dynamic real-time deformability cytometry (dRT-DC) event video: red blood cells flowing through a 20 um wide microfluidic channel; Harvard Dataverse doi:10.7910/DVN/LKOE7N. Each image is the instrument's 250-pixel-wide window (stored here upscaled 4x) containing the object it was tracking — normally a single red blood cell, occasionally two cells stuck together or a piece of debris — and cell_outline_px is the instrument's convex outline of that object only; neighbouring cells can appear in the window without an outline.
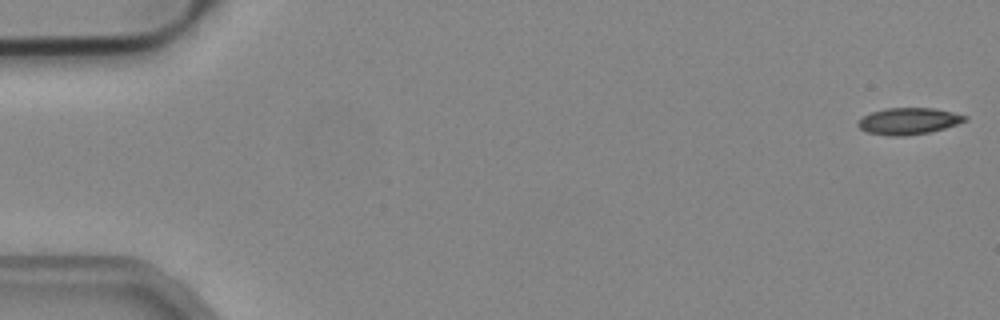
{"species": "common noctule bat (a hibernating species)", "species_latin": "Nyctalus noctula", "temperature_condition": "cold", "stored_images_in_passage": 7, "camera_frame_rate_fps": 3000, "um_per_image_px": 0.085, "animal": {"sex": "male", "body_mass_g": 19.2, "forearm_length_mm": 51.8}, "frame": {"image": 1, "passage_image": 1, "time_ms": 0.0, "image_size_px": [1000, 320], "cell_outline_px": [[968, 120], [944, 128], [928, 132], [904, 136], [888, 136], [868, 132], [860, 128], [856, 124], [856, 120], [872, 112], [884, 108], [932, 108], [952, 112], [968, 116]], "centroid_in_image_um": [77.2, 10.29], "position_along_channel_um": 7.8, "area_um2": 16.53}}